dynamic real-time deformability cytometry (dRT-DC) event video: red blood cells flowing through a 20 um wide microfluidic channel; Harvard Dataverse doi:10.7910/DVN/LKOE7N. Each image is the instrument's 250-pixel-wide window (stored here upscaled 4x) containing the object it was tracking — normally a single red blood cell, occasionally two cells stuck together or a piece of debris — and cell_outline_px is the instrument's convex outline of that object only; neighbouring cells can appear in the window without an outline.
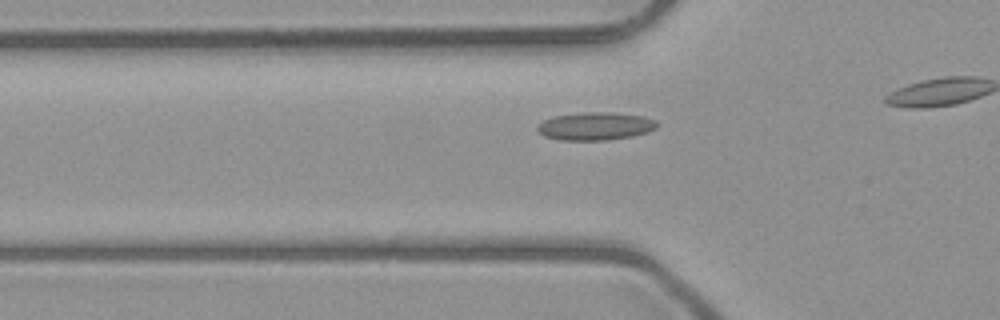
{"species": "common noctule bat (a hibernating species)", "species_latin": "Nyctalus noctula", "temperature_condition": "room temperature", "stored_images_in_passage": 18, "camera_frame_rate_fps": 3000, "um_per_image_px": 0.085, "animal": {"sex": "male", "body_mass_g": 23.1, "forearm_length_mm": 52.7}, "frame": {"image": 1, "passage_image": 13, "time_ms": 4.0, "image_size_px": [1000, 320], "cell_outline_px": [[660, 124], [656, 128], [648, 132], [632, 136], [608, 140], [560, 140], [544, 136], [536, 128], [544, 120], [552, 116], [580, 112], [608, 112], [644, 116], [656, 120]], "centroid_in_image_um": [50.63, 10.72], "position_along_channel_um": 75.2, "area_um2": 19.59}}
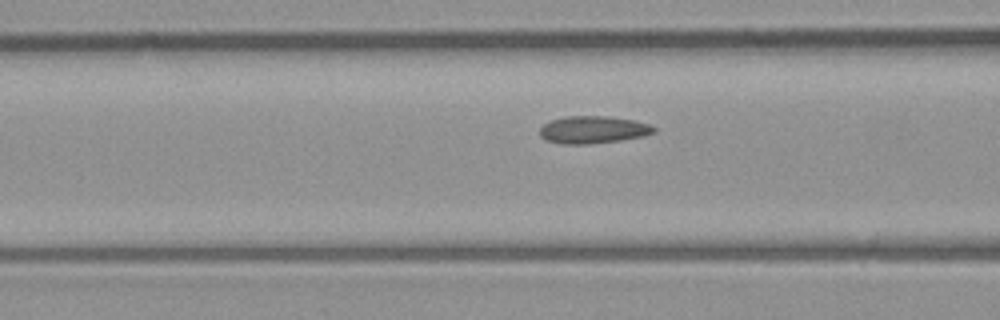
{"frame": {"image": 2, "passage_image": 16, "time_ms": 5.0, "image_size_px": [1000, 320], "cell_outline_px": [[656, 132], [644, 136], [620, 140], [588, 144], [564, 144], [548, 140], [540, 136], [540, 128], [544, 124], [552, 120], [564, 116], [608, 116], [636, 120], [648, 124], [656, 128]], "centroid_in_image_um": [50.44, 11.02], "position_along_channel_um": 116.2, "area_um2": 18.21}}